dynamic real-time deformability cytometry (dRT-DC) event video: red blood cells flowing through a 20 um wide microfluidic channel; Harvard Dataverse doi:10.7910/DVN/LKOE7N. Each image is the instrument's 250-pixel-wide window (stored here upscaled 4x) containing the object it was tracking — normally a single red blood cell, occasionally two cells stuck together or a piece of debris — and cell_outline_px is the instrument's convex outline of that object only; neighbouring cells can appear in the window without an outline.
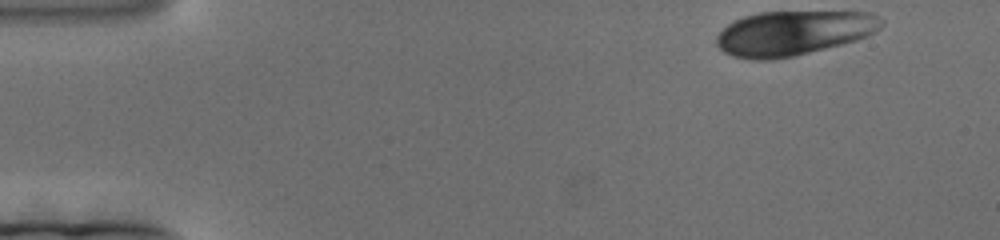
{"species": "human", "species_latin": "Homo sapiens", "temperature_condition": "cold", "stored_images_in_passage": 169, "camera_frame_rate_fps": 3000, "um_per_image_px": 0.085, "donor": {"sex": "female"}, "frame": {"image": 1, "passage_image": 1, "time_ms": 0.0, "image_size_px": [1000, 240], "cell_outline_px": [[884, 24], [880, 28], [868, 36], [856, 40], [792, 56], [772, 60], [756, 60], [732, 56], [724, 52], [716, 44], [716, 36], [728, 24], [744, 16], [760, 12], [868, 12], [880, 16], [884, 20]], "centroid_in_image_um": [67.44, 2.8], "position_along_channel_um": 17.6, "area_um2": 42.66}}
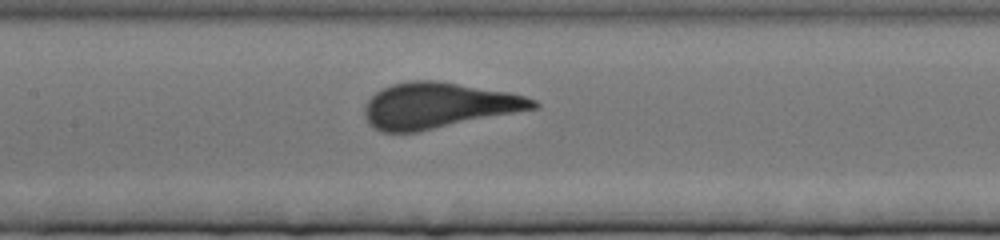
{"frame": {"image": 2, "passage_image": 72, "time_ms": 23.667, "image_size_px": [1000, 240], "cell_outline_px": [[540, 108], [416, 132], [380, 132], [368, 124], [364, 116], [364, 108], [368, 100], [376, 92], [392, 84], [412, 80], [436, 80], [508, 92], [524, 96], [536, 100], [540, 104]], "centroid_in_image_um": [37.26, 8.97], "position_along_channel_um": 170.1, "area_um2": 44.91}}
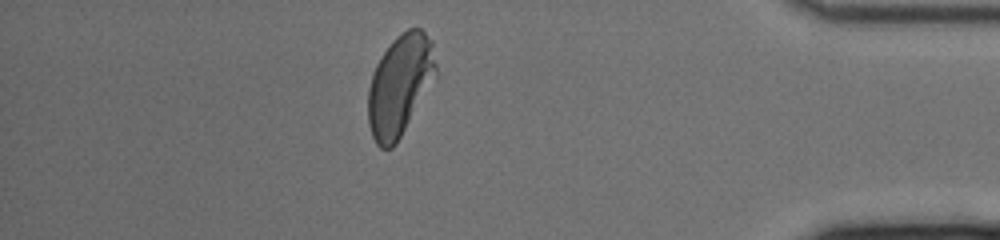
{"frame": {"image": 3, "passage_image": 145, "time_ms": 48.0, "image_size_px": [1000, 240], "cell_outline_px": [[436, 76], [396, 144], [392, 148], [380, 148], [376, 144], [372, 136], [368, 124], [368, 88], [376, 64], [392, 40], [396, 36], [408, 28], [420, 28], [432, 40], [436, 64]], "centroid_in_image_um": [33.98, 7.24], "position_along_channel_um": 401.2, "area_um2": 39.71}}